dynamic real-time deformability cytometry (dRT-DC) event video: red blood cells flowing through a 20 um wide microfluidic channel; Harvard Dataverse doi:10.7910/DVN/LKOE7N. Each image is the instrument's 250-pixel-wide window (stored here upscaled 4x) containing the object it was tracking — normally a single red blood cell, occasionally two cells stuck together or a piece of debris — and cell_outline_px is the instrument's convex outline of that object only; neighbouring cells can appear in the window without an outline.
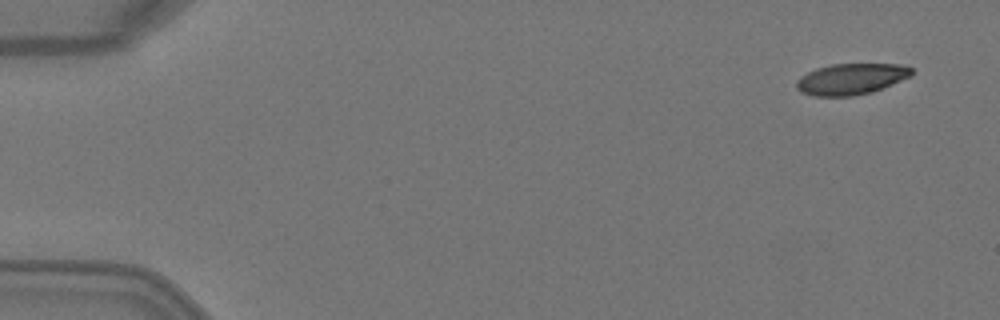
{"species": "Egyptian fruit bat (a non-hibernating species)", "species_latin": "Rousettus aegyptiacus", "temperature_condition": "warm", "stored_images_in_passage": 5, "camera_frame_rate_fps": 3000, "um_per_image_px": 0.085, "animal": {"sex": "female"}, "frame": {"image": 1, "passage_image": 1, "time_ms": 0.0, "image_size_px": [1000, 320], "cell_outline_px": [[912, 76], [872, 92], [852, 96], [812, 96], [800, 92], [796, 88], [796, 80], [800, 76], [816, 68], [832, 64], [904, 64], [912, 68]], "centroid_in_image_um": [72.33, 6.71], "position_along_channel_um": 12.7, "area_um2": 21.04}}
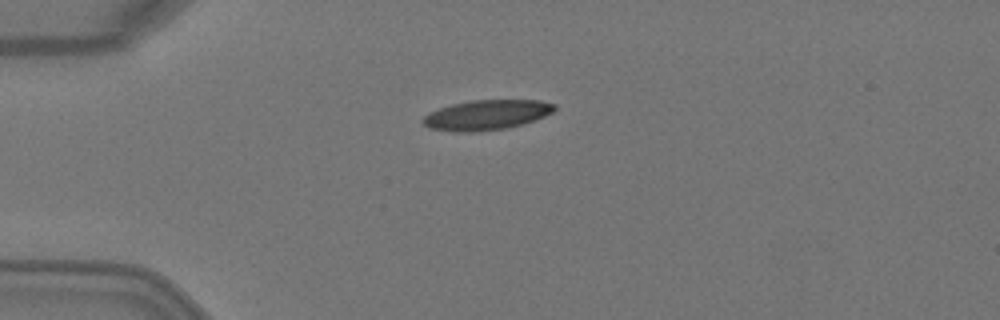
{"frame": {"image": 2, "passage_image": 4, "time_ms": 1.0, "image_size_px": [1000, 320], "cell_outline_px": [[556, 108], [552, 112], [536, 120], [524, 124], [508, 128], [472, 132], [452, 132], [428, 128], [420, 120], [428, 112], [452, 104], [472, 100], [540, 100], [556, 104]], "centroid_in_image_um": [41.34, 9.78], "position_along_channel_um": 43.7, "area_um2": 23.24}}